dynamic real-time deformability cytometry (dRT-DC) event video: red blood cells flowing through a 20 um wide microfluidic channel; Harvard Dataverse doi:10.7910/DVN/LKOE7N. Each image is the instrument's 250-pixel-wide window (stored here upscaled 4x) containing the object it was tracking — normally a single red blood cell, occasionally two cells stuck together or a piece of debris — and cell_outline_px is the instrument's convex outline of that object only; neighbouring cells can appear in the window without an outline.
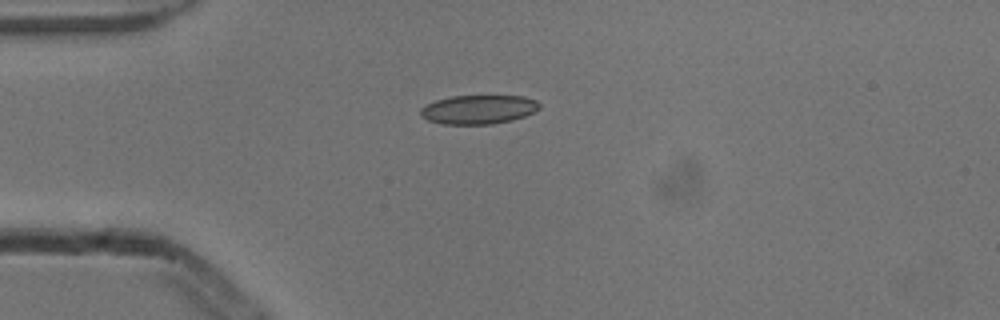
{"species": "common noctule bat (a hibernating species)", "species_latin": "Nyctalus noctula", "temperature_condition": "cold", "stored_images_in_passage": 6, "camera_frame_rate_fps": 3000, "um_per_image_px": 0.085, "animal": {"sex": "male", "body_mass_g": 13.3}, "frame": {"image": 1, "passage_image": 6, "time_ms": 1.667, "image_size_px": [1000, 320], "cell_outline_px": [[540, 108], [524, 116], [512, 120], [492, 124], [440, 124], [428, 120], [420, 116], [420, 108], [436, 100], [452, 96], [524, 96], [536, 100], [540, 104]], "centroid_in_image_um": [40.66, 9.31], "position_along_channel_um": 44.3, "area_um2": 20.06}}